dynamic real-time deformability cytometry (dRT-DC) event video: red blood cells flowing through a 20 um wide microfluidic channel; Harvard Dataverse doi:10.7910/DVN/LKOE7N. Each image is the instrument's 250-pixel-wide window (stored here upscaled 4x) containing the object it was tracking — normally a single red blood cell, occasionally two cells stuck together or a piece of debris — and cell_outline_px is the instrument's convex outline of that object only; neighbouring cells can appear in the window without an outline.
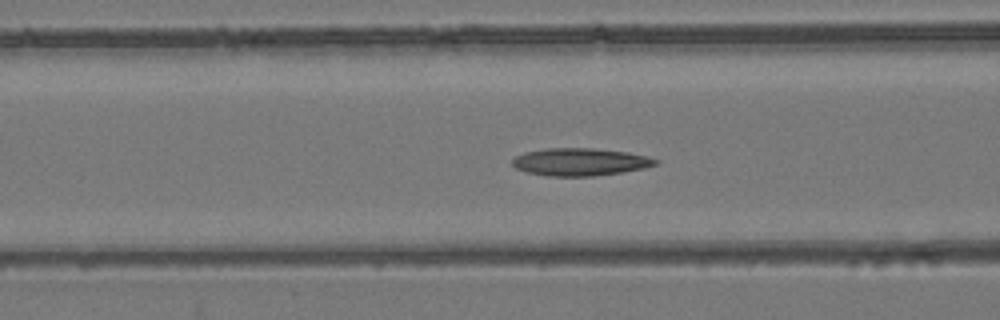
{"species": "common noctule bat (a hibernating species)", "species_latin": "Nyctalus noctula", "temperature_condition": "room temperature", "stored_images_in_passage": 53, "camera_frame_rate_fps": 3000, "um_per_image_px": 0.085, "animal": {"sex": "female", "body_mass_g": 24.6, "forearm_length_mm": 56.2}, "frame": {"image": 1, "passage_image": 21, "time_ms": 6.667, "image_size_px": [1000, 320], "cell_outline_px": [[660, 164], [644, 168], [624, 172], [592, 176], [548, 176], [528, 172], [516, 168], [512, 164], [512, 160], [516, 156], [524, 152], [544, 148], [592, 148], [628, 152], [648, 156], [660, 160]], "centroid_in_image_um": [49.36, 13.76], "position_along_channel_um": 117.2, "area_um2": 23.18}}
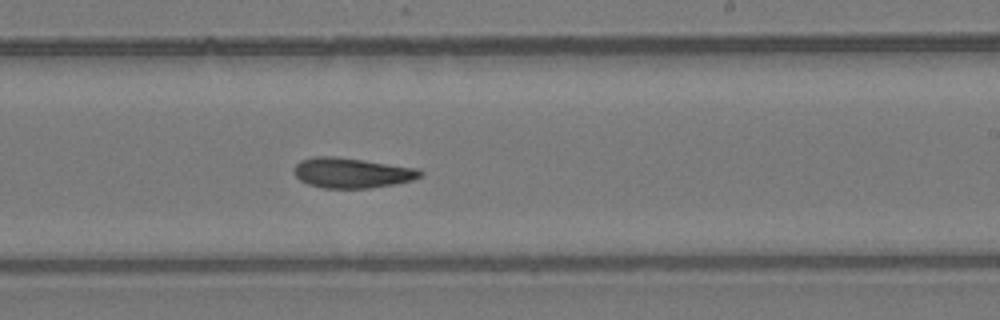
{"frame": {"image": 2, "passage_image": 32, "time_ms": 10.333, "image_size_px": [1000, 320], "cell_outline_px": [[424, 172], [420, 176], [412, 180], [392, 184], [368, 188], [324, 188], [308, 184], [300, 180], [296, 176], [296, 164], [300, 160], [312, 156], [332, 156], [420, 168]], "centroid_in_image_um": [29.92, 14.69], "position_along_channel_um": 259.1, "area_um2": 21.96}}
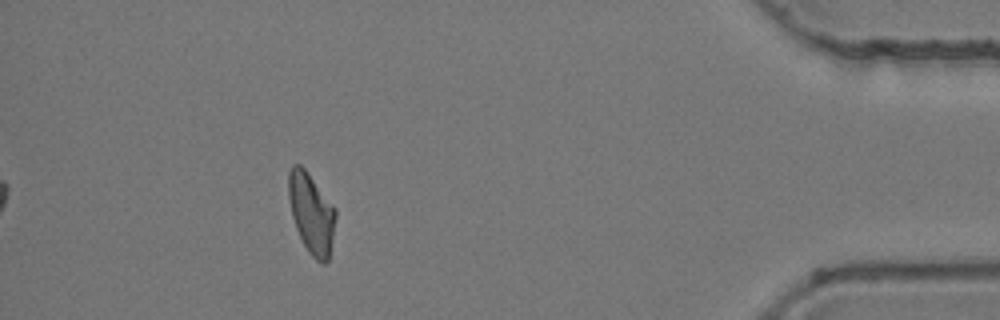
{"frame": {"image": 3, "passage_image": 48, "time_ms": 15.667, "image_size_px": [1000, 320], "cell_outline_px": [[336, 216], [332, 240], [328, 260], [324, 264], [320, 264], [308, 252], [296, 228], [292, 216], [288, 196], [288, 172], [292, 164], [300, 164], [308, 172], [336, 208]], "centroid_in_image_um": [26.46, 18.1], "position_along_channel_um": 408.7, "area_um2": 22.08}, "authors_computed_cell_mechanics": {"area_um2": 22.4264, "velocity_mm_per_s": 3.8868, "shape_relaxation_time_tau1_ms": null, "shape_relaxation_time_tau2_ms": 9.7892, "deformation_change_tau1": null, "deformation_change_tau2": 0.201}}